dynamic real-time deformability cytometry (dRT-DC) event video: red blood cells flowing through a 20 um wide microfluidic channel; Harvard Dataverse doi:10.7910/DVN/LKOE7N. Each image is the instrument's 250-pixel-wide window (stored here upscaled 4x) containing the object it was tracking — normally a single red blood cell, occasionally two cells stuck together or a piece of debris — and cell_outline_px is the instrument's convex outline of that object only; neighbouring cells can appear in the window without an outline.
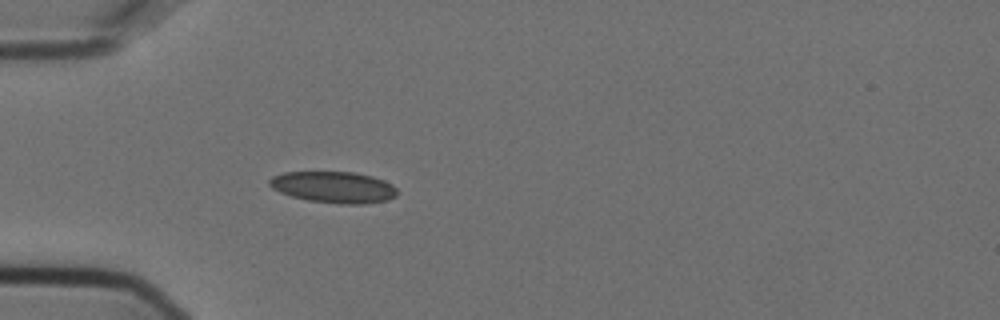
{"species": "Egyptian fruit bat (a non-hibernating species)", "species_latin": "Rousettus aegyptiacus", "temperature_condition": "cold", "stored_images_in_passage": 1, "camera_frame_rate_fps": 3000, "um_per_image_px": 0.085, "animal": {"sex": "female"}, "frame": {"image": 1, "passage_image": 1, "time_ms": 0.0, "image_size_px": [1000, 320], "cell_outline_px": [[396, 196], [388, 200], [364, 204], [340, 204], [308, 200], [292, 196], [280, 192], [272, 188], [268, 184], [268, 180], [272, 176], [284, 172], [352, 172], [372, 176], [384, 180], [392, 184], [396, 188]], "centroid_in_image_um": [28.36, 15.91], "position_along_channel_um": 56.6, "area_um2": 23.41}}